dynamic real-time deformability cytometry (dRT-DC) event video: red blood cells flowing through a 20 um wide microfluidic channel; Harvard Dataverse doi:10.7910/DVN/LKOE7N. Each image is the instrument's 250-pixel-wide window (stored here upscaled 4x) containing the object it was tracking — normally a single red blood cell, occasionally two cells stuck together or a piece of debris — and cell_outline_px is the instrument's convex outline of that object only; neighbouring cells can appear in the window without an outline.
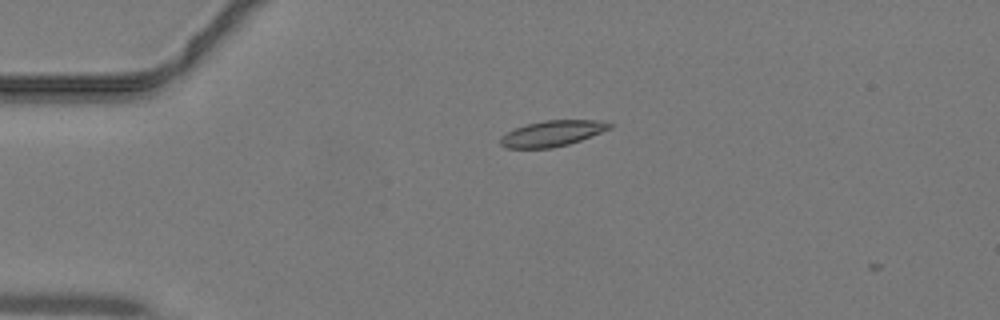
{"species": "common noctule bat (a hibernating species)", "species_latin": "Nyctalus noctula", "temperature_condition": "warm", "stored_images_in_passage": 4, "camera_frame_rate_fps": 3000, "um_per_image_px": 0.085, "animal": {"sex": "male", "body_mass_g": 19.2, "forearm_length_mm": 51.8}, "frame": {"image": 1, "passage_image": 2, "time_ms": 0.333, "image_size_px": [1000, 320], "cell_outline_px": [[612, 128], [580, 140], [568, 144], [552, 148], [504, 148], [500, 144], [500, 136], [516, 128], [528, 124], [544, 120], [600, 120], [612, 124]], "centroid_in_image_um": [46.93, 11.34], "position_along_channel_um": 38.1, "area_um2": 16.3}}